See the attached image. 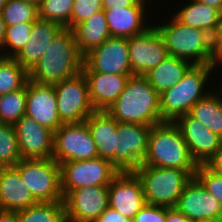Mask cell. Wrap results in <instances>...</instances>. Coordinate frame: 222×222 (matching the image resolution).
Returning a JSON list of instances; mask_svg holds the SVG:
<instances>
[{"mask_svg":"<svg viewBox=\"0 0 222 222\" xmlns=\"http://www.w3.org/2000/svg\"><path fill=\"white\" fill-rule=\"evenodd\" d=\"M117 122L154 126L162 123L159 94L142 75H133L106 110Z\"/></svg>","mask_w":222,"mask_h":222,"instance_id":"obj_1","label":"cell"},{"mask_svg":"<svg viewBox=\"0 0 222 222\" xmlns=\"http://www.w3.org/2000/svg\"><path fill=\"white\" fill-rule=\"evenodd\" d=\"M83 61L72 30L63 28L29 72V80L54 86L80 73Z\"/></svg>","mask_w":222,"mask_h":222,"instance_id":"obj_2","label":"cell"},{"mask_svg":"<svg viewBox=\"0 0 222 222\" xmlns=\"http://www.w3.org/2000/svg\"><path fill=\"white\" fill-rule=\"evenodd\" d=\"M141 165L197 169L198 164L174 122H162L152 126L148 137V151Z\"/></svg>","mask_w":222,"mask_h":222,"instance_id":"obj_3","label":"cell"},{"mask_svg":"<svg viewBox=\"0 0 222 222\" xmlns=\"http://www.w3.org/2000/svg\"><path fill=\"white\" fill-rule=\"evenodd\" d=\"M213 65H192L183 78L159 95L162 122H175L209 92L206 90ZM205 85V86H204Z\"/></svg>","mask_w":222,"mask_h":222,"instance_id":"obj_4","label":"cell"},{"mask_svg":"<svg viewBox=\"0 0 222 222\" xmlns=\"http://www.w3.org/2000/svg\"><path fill=\"white\" fill-rule=\"evenodd\" d=\"M196 170L140 165L134 172L142 182L146 204L170 208L176 206Z\"/></svg>","mask_w":222,"mask_h":222,"instance_id":"obj_5","label":"cell"},{"mask_svg":"<svg viewBox=\"0 0 222 222\" xmlns=\"http://www.w3.org/2000/svg\"><path fill=\"white\" fill-rule=\"evenodd\" d=\"M172 17L171 22L167 24L155 25L164 40L168 54L187 60L193 65H212L211 35Z\"/></svg>","mask_w":222,"mask_h":222,"instance_id":"obj_6","label":"cell"},{"mask_svg":"<svg viewBox=\"0 0 222 222\" xmlns=\"http://www.w3.org/2000/svg\"><path fill=\"white\" fill-rule=\"evenodd\" d=\"M39 202H64L60 164L53 158L21 159L13 166Z\"/></svg>","mask_w":222,"mask_h":222,"instance_id":"obj_7","label":"cell"},{"mask_svg":"<svg viewBox=\"0 0 222 222\" xmlns=\"http://www.w3.org/2000/svg\"><path fill=\"white\" fill-rule=\"evenodd\" d=\"M119 170L111 161L96 157L60 163L61 191L65 197L70 191L88 186L108 187Z\"/></svg>","mask_w":222,"mask_h":222,"instance_id":"obj_8","label":"cell"},{"mask_svg":"<svg viewBox=\"0 0 222 222\" xmlns=\"http://www.w3.org/2000/svg\"><path fill=\"white\" fill-rule=\"evenodd\" d=\"M53 87L59 118L63 124L85 122L96 111L91 103L88 83L82 71Z\"/></svg>","mask_w":222,"mask_h":222,"instance_id":"obj_9","label":"cell"},{"mask_svg":"<svg viewBox=\"0 0 222 222\" xmlns=\"http://www.w3.org/2000/svg\"><path fill=\"white\" fill-rule=\"evenodd\" d=\"M96 157V144L86 122L62 124L54 132L52 158L58 164Z\"/></svg>","mask_w":222,"mask_h":222,"instance_id":"obj_10","label":"cell"},{"mask_svg":"<svg viewBox=\"0 0 222 222\" xmlns=\"http://www.w3.org/2000/svg\"><path fill=\"white\" fill-rule=\"evenodd\" d=\"M152 126L118 122L117 148L110 160L119 172L135 171L148 151V137Z\"/></svg>","mask_w":222,"mask_h":222,"instance_id":"obj_11","label":"cell"},{"mask_svg":"<svg viewBox=\"0 0 222 222\" xmlns=\"http://www.w3.org/2000/svg\"><path fill=\"white\" fill-rule=\"evenodd\" d=\"M82 72L133 75L129 62L128 38L110 37L84 56Z\"/></svg>","mask_w":222,"mask_h":222,"instance_id":"obj_12","label":"cell"},{"mask_svg":"<svg viewBox=\"0 0 222 222\" xmlns=\"http://www.w3.org/2000/svg\"><path fill=\"white\" fill-rule=\"evenodd\" d=\"M129 62L133 75L147 74L169 55L155 25L128 38Z\"/></svg>","mask_w":222,"mask_h":222,"instance_id":"obj_13","label":"cell"},{"mask_svg":"<svg viewBox=\"0 0 222 222\" xmlns=\"http://www.w3.org/2000/svg\"><path fill=\"white\" fill-rule=\"evenodd\" d=\"M108 187L88 186L64 197L66 222H95L109 207Z\"/></svg>","mask_w":222,"mask_h":222,"instance_id":"obj_14","label":"cell"},{"mask_svg":"<svg viewBox=\"0 0 222 222\" xmlns=\"http://www.w3.org/2000/svg\"><path fill=\"white\" fill-rule=\"evenodd\" d=\"M109 207L133 220L146 204L143 186L134 171L119 172L108 186Z\"/></svg>","mask_w":222,"mask_h":222,"instance_id":"obj_15","label":"cell"},{"mask_svg":"<svg viewBox=\"0 0 222 222\" xmlns=\"http://www.w3.org/2000/svg\"><path fill=\"white\" fill-rule=\"evenodd\" d=\"M174 123L179 127L191 156L198 165L207 164L221 149L222 138L189 113L179 117Z\"/></svg>","mask_w":222,"mask_h":222,"instance_id":"obj_16","label":"cell"},{"mask_svg":"<svg viewBox=\"0 0 222 222\" xmlns=\"http://www.w3.org/2000/svg\"><path fill=\"white\" fill-rule=\"evenodd\" d=\"M175 208L194 222L222 219L221 204L195 177L186 184Z\"/></svg>","mask_w":222,"mask_h":222,"instance_id":"obj_17","label":"cell"},{"mask_svg":"<svg viewBox=\"0 0 222 222\" xmlns=\"http://www.w3.org/2000/svg\"><path fill=\"white\" fill-rule=\"evenodd\" d=\"M13 126L22 159L52 158L54 131L26 115Z\"/></svg>","mask_w":222,"mask_h":222,"instance_id":"obj_18","label":"cell"},{"mask_svg":"<svg viewBox=\"0 0 222 222\" xmlns=\"http://www.w3.org/2000/svg\"><path fill=\"white\" fill-rule=\"evenodd\" d=\"M26 97V116L54 132L63 124L59 118L57 98L52 85L39 84L28 79Z\"/></svg>","mask_w":222,"mask_h":222,"instance_id":"obj_19","label":"cell"},{"mask_svg":"<svg viewBox=\"0 0 222 222\" xmlns=\"http://www.w3.org/2000/svg\"><path fill=\"white\" fill-rule=\"evenodd\" d=\"M62 29L59 24L38 18L33 23L28 42L14 59L29 73Z\"/></svg>","mask_w":222,"mask_h":222,"instance_id":"obj_20","label":"cell"},{"mask_svg":"<svg viewBox=\"0 0 222 222\" xmlns=\"http://www.w3.org/2000/svg\"><path fill=\"white\" fill-rule=\"evenodd\" d=\"M86 77L91 103L95 110L106 111L120 96L133 75L83 72Z\"/></svg>","mask_w":222,"mask_h":222,"instance_id":"obj_21","label":"cell"},{"mask_svg":"<svg viewBox=\"0 0 222 222\" xmlns=\"http://www.w3.org/2000/svg\"><path fill=\"white\" fill-rule=\"evenodd\" d=\"M39 203L13 166L0 170V209L19 211Z\"/></svg>","mask_w":222,"mask_h":222,"instance_id":"obj_22","label":"cell"},{"mask_svg":"<svg viewBox=\"0 0 222 222\" xmlns=\"http://www.w3.org/2000/svg\"><path fill=\"white\" fill-rule=\"evenodd\" d=\"M98 157L111 160L117 148L118 122L106 111L96 110L86 120Z\"/></svg>","mask_w":222,"mask_h":222,"instance_id":"obj_23","label":"cell"},{"mask_svg":"<svg viewBox=\"0 0 222 222\" xmlns=\"http://www.w3.org/2000/svg\"><path fill=\"white\" fill-rule=\"evenodd\" d=\"M145 7L131 6L104 10L111 36L130 38L148 29L150 25L146 26L144 23Z\"/></svg>","mask_w":222,"mask_h":222,"instance_id":"obj_24","label":"cell"},{"mask_svg":"<svg viewBox=\"0 0 222 222\" xmlns=\"http://www.w3.org/2000/svg\"><path fill=\"white\" fill-rule=\"evenodd\" d=\"M71 30L78 51L83 57L112 37L104 10L95 12L85 21L75 25Z\"/></svg>","mask_w":222,"mask_h":222,"instance_id":"obj_25","label":"cell"},{"mask_svg":"<svg viewBox=\"0 0 222 222\" xmlns=\"http://www.w3.org/2000/svg\"><path fill=\"white\" fill-rule=\"evenodd\" d=\"M192 65L193 64L187 60L168 55L164 61L144 76L160 95L165 90L176 85Z\"/></svg>","mask_w":222,"mask_h":222,"instance_id":"obj_26","label":"cell"},{"mask_svg":"<svg viewBox=\"0 0 222 222\" xmlns=\"http://www.w3.org/2000/svg\"><path fill=\"white\" fill-rule=\"evenodd\" d=\"M179 22L190 27L203 30L212 35L220 22L222 14L215 8L191 0L173 15Z\"/></svg>","mask_w":222,"mask_h":222,"instance_id":"obj_27","label":"cell"},{"mask_svg":"<svg viewBox=\"0 0 222 222\" xmlns=\"http://www.w3.org/2000/svg\"><path fill=\"white\" fill-rule=\"evenodd\" d=\"M218 88L219 94L209 91L191 107L189 114L222 138V86Z\"/></svg>","mask_w":222,"mask_h":222,"instance_id":"obj_28","label":"cell"},{"mask_svg":"<svg viewBox=\"0 0 222 222\" xmlns=\"http://www.w3.org/2000/svg\"><path fill=\"white\" fill-rule=\"evenodd\" d=\"M18 222H66L64 202H43L18 211Z\"/></svg>","mask_w":222,"mask_h":222,"instance_id":"obj_29","label":"cell"},{"mask_svg":"<svg viewBox=\"0 0 222 222\" xmlns=\"http://www.w3.org/2000/svg\"><path fill=\"white\" fill-rule=\"evenodd\" d=\"M29 73L11 57L0 56V96L21 89Z\"/></svg>","mask_w":222,"mask_h":222,"instance_id":"obj_30","label":"cell"},{"mask_svg":"<svg viewBox=\"0 0 222 222\" xmlns=\"http://www.w3.org/2000/svg\"><path fill=\"white\" fill-rule=\"evenodd\" d=\"M26 84L0 96V123L14 125L26 112Z\"/></svg>","mask_w":222,"mask_h":222,"instance_id":"obj_31","label":"cell"},{"mask_svg":"<svg viewBox=\"0 0 222 222\" xmlns=\"http://www.w3.org/2000/svg\"><path fill=\"white\" fill-rule=\"evenodd\" d=\"M74 0H42L38 5V17L71 29Z\"/></svg>","mask_w":222,"mask_h":222,"instance_id":"obj_32","label":"cell"},{"mask_svg":"<svg viewBox=\"0 0 222 222\" xmlns=\"http://www.w3.org/2000/svg\"><path fill=\"white\" fill-rule=\"evenodd\" d=\"M1 15L6 26L35 22L39 18L38 6L24 0H7L5 7L1 11Z\"/></svg>","mask_w":222,"mask_h":222,"instance_id":"obj_33","label":"cell"},{"mask_svg":"<svg viewBox=\"0 0 222 222\" xmlns=\"http://www.w3.org/2000/svg\"><path fill=\"white\" fill-rule=\"evenodd\" d=\"M33 23L34 22H25L7 26L3 47L1 48L3 51L1 50L0 56L14 58L28 42ZM4 51L8 52L4 53Z\"/></svg>","mask_w":222,"mask_h":222,"instance_id":"obj_34","label":"cell"},{"mask_svg":"<svg viewBox=\"0 0 222 222\" xmlns=\"http://www.w3.org/2000/svg\"><path fill=\"white\" fill-rule=\"evenodd\" d=\"M22 159L13 125L0 123V164L14 166Z\"/></svg>","mask_w":222,"mask_h":222,"instance_id":"obj_35","label":"cell"},{"mask_svg":"<svg viewBox=\"0 0 222 222\" xmlns=\"http://www.w3.org/2000/svg\"><path fill=\"white\" fill-rule=\"evenodd\" d=\"M194 177L222 206V176L213 172L206 164H201L198 165Z\"/></svg>","mask_w":222,"mask_h":222,"instance_id":"obj_36","label":"cell"},{"mask_svg":"<svg viewBox=\"0 0 222 222\" xmlns=\"http://www.w3.org/2000/svg\"><path fill=\"white\" fill-rule=\"evenodd\" d=\"M103 10L102 0H74L71 14V29L88 19L95 12Z\"/></svg>","mask_w":222,"mask_h":222,"instance_id":"obj_37","label":"cell"},{"mask_svg":"<svg viewBox=\"0 0 222 222\" xmlns=\"http://www.w3.org/2000/svg\"><path fill=\"white\" fill-rule=\"evenodd\" d=\"M132 222H165V207L145 204Z\"/></svg>","mask_w":222,"mask_h":222,"instance_id":"obj_38","label":"cell"},{"mask_svg":"<svg viewBox=\"0 0 222 222\" xmlns=\"http://www.w3.org/2000/svg\"><path fill=\"white\" fill-rule=\"evenodd\" d=\"M211 57L214 67L222 63V17L211 35Z\"/></svg>","mask_w":222,"mask_h":222,"instance_id":"obj_39","label":"cell"},{"mask_svg":"<svg viewBox=\"0 0 222 222\" xmlns=\"http://www.w3.org/2000/svg\"><path fill=\"white\" fill-rule=\"evenodd\" d=\"M146 2L140 0H102L103 10H111L112 8H126L131 6H145Z\"/></svg>","mask_w":222,"mask_h":222,"instance_id":"obj_40","label":"cell"},{"mask_svg":"<svg viewBox=\"0 0 222 222\" xmlns=\"http://www.w3.org/2000/svg\"><path fill=\"white\" fill-rule=\"evenodd\" d=\"M95 222H132V220L108 207Z\"/></svg>","mask_w":222,"mask_h":222,"instance_id":"obj_41","label":"cell"},{"mask_svg":"<svg viewBox=\"0 0 222 222\" xmlns=\"http://www.w3.org/2000/svg\"><path fill=\"white\" fill-rule=\"evenodd\" d=\"M165 222H194L189 220L175 207H165Z\"/></svg>","mask_w":222,"mask_h":222,"instance_id":"obj_42","label":"cell"},{"mask_svg":"<svg viewBox=\"0 0 222 222\" xmlns=\"http://www.w3.org/2000/svg\"><path fill=\"white\" fill-rule=\"evenodd\" d=\"M213 172L222 176V147L206 164Z\"/></svg>","mask_w":222,"mask_h":222,"instance_id":"obj_43","label":"cell"},{"mask_svg":"<svg viewBox=\"0 0 222 222\" xmlns=\"http://www.w3.org/2000/svg\"><path fill=\"white\" fill-rule=\"evenodd\" d=\"M0 222H18V211L0 209Z\"/></svg>","mask_w":222,"mask_h":222,"instance_id":"obj_44","label":"cell"},{"mask_svg":"<svg viewBox=\"0 0 222 222\" xmlns=\"http://www.w3.org/2000/svg\"><path fill=\"white\" fill-rule=\"evenodd\" d=\"M197 1L217 9L222 14V0H197Z\"/></svg>","mask_w":222,"mask_h":222,"instance_id":"obj_45","label":"cell"},{"mask_svg":"<svg viewBox=\"0 0 222 222\" xmlns=\"http://www.w3.org/2000/svg\"><path fill=\"white\" fill-rule=\"evenodd\" d=\"M6 23L4 22L2 15L0 13V50L3 47V42L6 34Z\"/></svg>","mask_w":222,"mask_h":222,"instance_id":"obj_46","label":"cell"},{"mask_svg":"<svg viewBox=\"0 0 222 222\" xmlns=\"http://www.w3.org/2000/svg\"><path fill=\"white\" fill-rule=\"evenodd\" d=\"M6 3H7V0H0V13L2 9L5 7Z\"/></svg>","mask_w":222,"mask_h":222,"instance_id":"obj_47","label":"cell"},{"mask_svg":"<svg viewBox=\"0 0 222 222\" xmlns=\"http://www.w3.org/2000/svg\"><path fill=\"white\" fill-rule=\"evenodd\" d=\"M24 1L32 2L38 6L42 0H24Z\"/></svg>","mask_w":222,"mask_h":222,"instance_id":"obj_48","label":"cell"},{"mask_svg":"<svg viewBox=\"0 0 222 222\" xmlns=\"http://www.w3.org/2000/svg\"><path fill=\"white\" fill-rule=\"evenodd\" d=\"M199 222H222V219H214V220H204Z\"/></svg>","mask_w":222,"mask_h":222,"instance_id":"obj_49","label":"cell"}]
</instances>
